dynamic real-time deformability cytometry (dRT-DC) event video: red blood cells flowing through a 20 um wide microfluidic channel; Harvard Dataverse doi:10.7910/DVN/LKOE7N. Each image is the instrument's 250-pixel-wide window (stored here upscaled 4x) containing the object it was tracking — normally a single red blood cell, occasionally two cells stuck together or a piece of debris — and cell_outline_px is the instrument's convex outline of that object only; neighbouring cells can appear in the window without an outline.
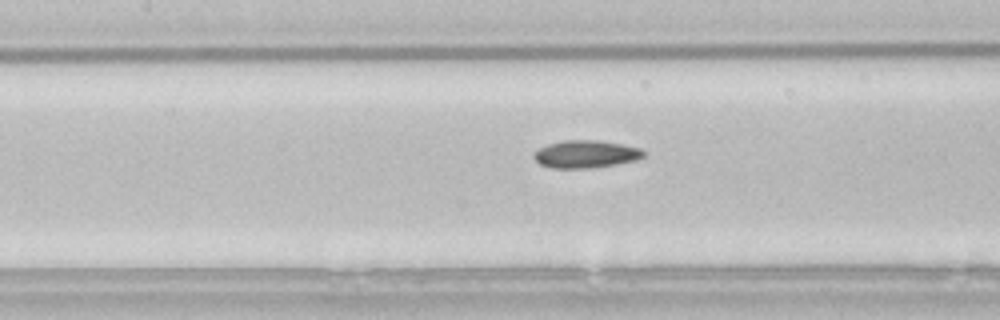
{"species": "common noctule bat (a hibernating species)", "species_latin": "Nyctalus noctula", "temperature_condition": "room temperature", "stored_images_in_passage": 27, "camera_frame_rate_fps": 3000, "um_per_image_px": 0.085, "animal": {"sex": "male", "body_mass_g": 21.5, "forearm_length_mm": 52.0}, "frame": {"image": 1, "passage_image": 8, "time_ms": 2.333, "image_size_px": [1000, 320], "cell_outline_px": [[644, 156], [636, 160], [616, 164], [592, 168], [552, 168], [540, 164], [532, 156], [540, 148], [548, 144], [564, 140], [596, 140], [620, 144], [640, 148], [644, 152]], "centroid_in_image_um": [49.78, 13.1], "position_along_channel_um": 157.6, "area_um2": 17.46}}
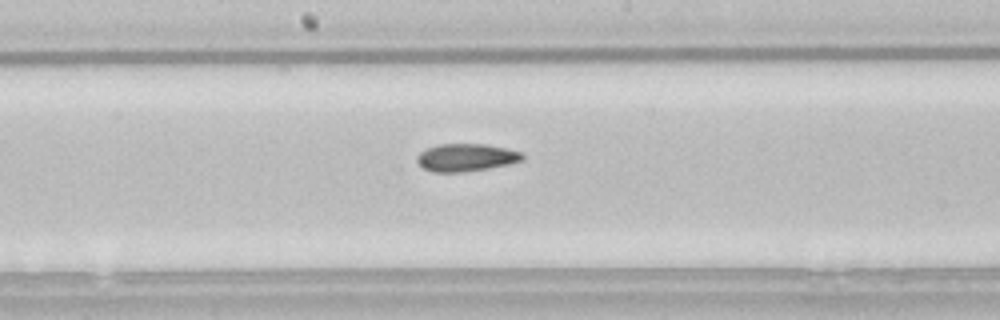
{"frame": {"image": 2, "passage_image": 12, "time_ms": 3.667, "image_size_px": [1000, 320], "cell_outline_px": [[524, 160], [508, 164], [488, 168], [460, 172], [432, 172], [424, 168], [416, 160], [416, 156], [420, 152], [428, 148], [440, 144], [484, 144], [504, 148], [520, 152], [524, 156]], "centroid_in_image_um": [39.6, 13.39], "position_along_channel_um": 208.6, "area_um2": 16.76}}